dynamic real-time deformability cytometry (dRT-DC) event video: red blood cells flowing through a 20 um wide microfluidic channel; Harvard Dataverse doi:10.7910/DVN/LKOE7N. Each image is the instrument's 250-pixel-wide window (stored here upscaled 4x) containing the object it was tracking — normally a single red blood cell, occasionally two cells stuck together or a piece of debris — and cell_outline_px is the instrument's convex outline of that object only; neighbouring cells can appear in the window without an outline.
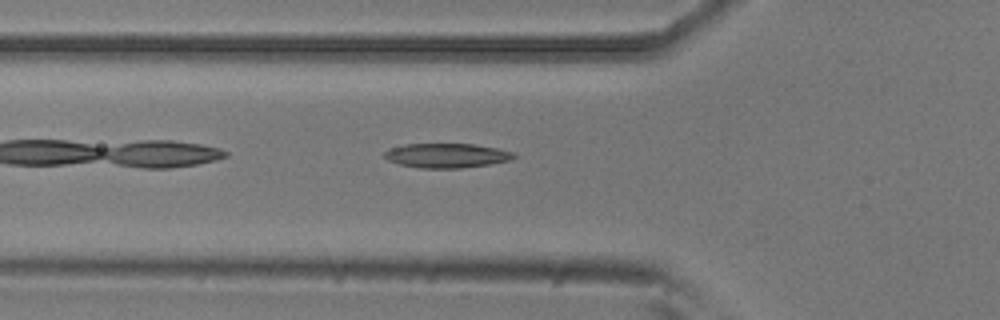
{"species": "common noctule bat (a hibernating species)", "species_latin": "Nyctalus noctula", "temperature_condition": "room temperature", "stored_images_in_passage": 40, "camera_frame_rate_fps": 3000, "um_per_image_px": 0.085, "animal": {"sex": "male", "body_mass_g": 20.5, "forearm_length_mm": 52.5}, "frame": {"image": 1, "passage_image": 5, "time_ms": 1.333, "image_size_px": [1000, 320], "cell_outline_px": [[516, 156], [508, 160], [488, 164], [460, 168], [420, 168], [400, 164], [388, 160], [384, 156], [384, 152], [392, 148], [404, 144], [472, 144], [496, 148], [512, 152]], "centroid_in_image_um": [37.93, 13.22], "position_along_channel_um": 87.9, "area_um2": 18.09}}
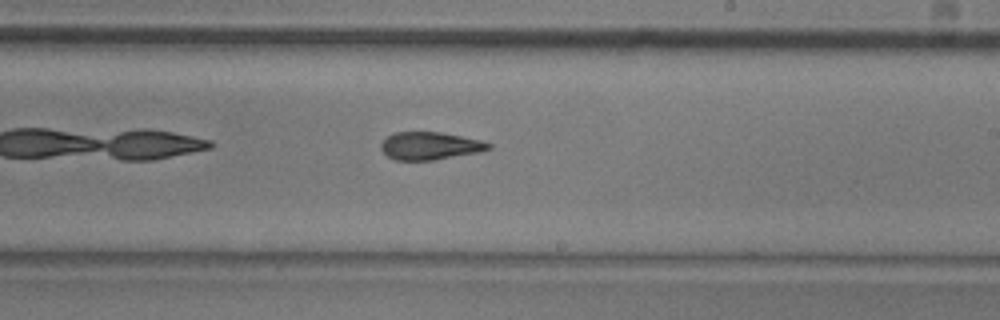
{"frame": {"image": 2, "passage_image": 18, "time_ms": 5.667, "image_size_px": [1000, 320], "cell_outline_px": [[492, 148], [480, 152], [436, 160], [396, 160], [388, 156], [380, 148], [380, 144], [392, 132], [440, 132], [480, 140], [492, 144]], "centroid_in_image_um": [36.55, 12.4], "position_along_channel_um": 252.4, "area_um2": 17.4}}
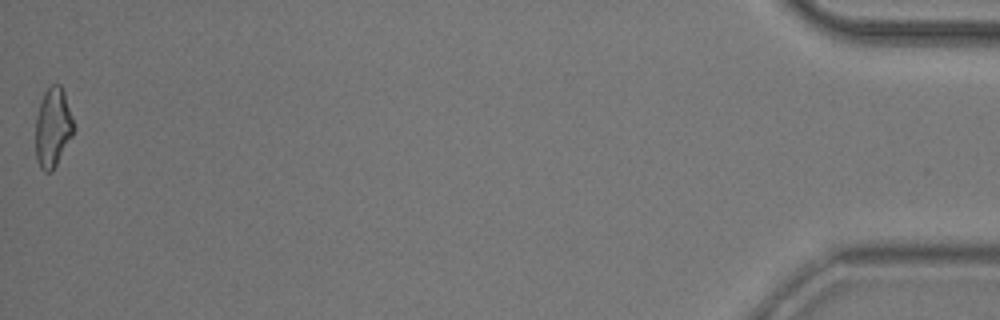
{"frame": {"image": 3, "passage_image": 40, "time_ms": 13.0, "image_size_px": [1000, 320], "cell_outline_px": [[76, 128], [72, 136], [52, 172], [44, 172], [40, 168], [36, 160], [36, 116], [44, 92], [52, 84], [60, 84], [64, 92]], "centroid_in_image_um": [4.5, 10.86], "position_along_channel_um": 430.7, "area_um2": 17.63}, "authors_computed_cell_mechanics": {"area_um2": 17.8602, "velocity_mm_per_s": 3.7794, "shape_relaxation_time_tau1_ms": 5.5827, "shape_relaxation_time_tau2_ms": 3.5236, "deformation_change_tau1": 0.1712, "deformation_change_tau2": 0.1387}}